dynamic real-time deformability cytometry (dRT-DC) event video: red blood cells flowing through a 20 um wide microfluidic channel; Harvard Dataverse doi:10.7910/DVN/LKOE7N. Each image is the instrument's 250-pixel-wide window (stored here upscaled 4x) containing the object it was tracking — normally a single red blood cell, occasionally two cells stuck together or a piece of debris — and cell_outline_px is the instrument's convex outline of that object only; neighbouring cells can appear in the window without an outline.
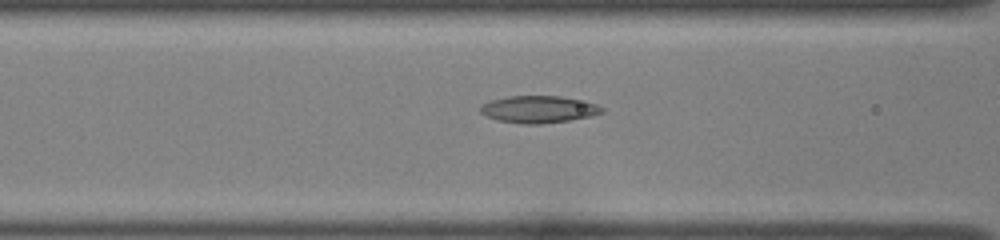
{"species": "common noctule bat (a hibernating species)", "species_latin": "Nyctalus noctula", "temperature_condition": "room temperature", "stored_images_in_passage": 9, "camera_frame_rate_fps": 3000, "um_per_image_px": 0.085, "animal": {"sex": "female", "body_mass_g": 22.0, "forearm_length_mm": 56.7}, "frame": {"image": 1, "passage_image": 8, "time_ms": 2.333, "image_size_px": [1000, 240], "cell_outline_px": [[604, 112], [588, 116], [568, 120], [540, 124], [524, 124], [496, 120], [480, 112], [480, 104], [492, 100], [508, 96], [560, 96], [596, 104], [604, 108]], "centroid_in_image_um": [45.74, 9.29], "position_along_channel_um": 120.9, "area_um2": 18.96}}